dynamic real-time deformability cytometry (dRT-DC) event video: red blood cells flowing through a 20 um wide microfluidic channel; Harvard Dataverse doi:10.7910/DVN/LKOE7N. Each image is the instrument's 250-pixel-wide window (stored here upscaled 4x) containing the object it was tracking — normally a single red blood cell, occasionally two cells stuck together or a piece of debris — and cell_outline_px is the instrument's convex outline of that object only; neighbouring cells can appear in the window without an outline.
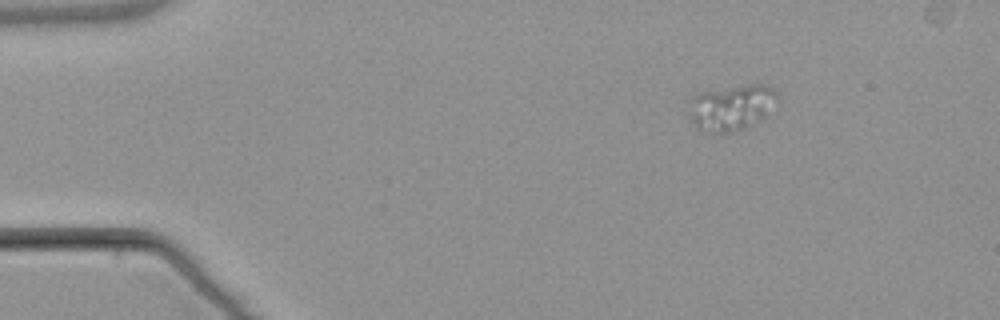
{"species": "common noctule bat (a hibernating species)", "species_latin": "Nyctalus noctula", "temperature_condition": "warm", "stored_images_in_passage": 5, "camera_frame_rate_fps": 3000, "um_per_image_px": 0.085, "animal": {"sex": "male", "body_mass_g": 21.5, "forearm_length_mm": 52.0}, "frame": {"image": 1, "passage_image": 1, "time_ms": 0.0, "image_size_px": [1000, 320], "cell_outline_px": [[780, 100], [764, 120], [744, 128], [732, 132], [712, 132], [700, 128], [688, 116], [688, 100], [692, 96], [700, 92], [752, 84], [764, 84], [772, 88], [780, 96]], "centroid_in_image_um": [62.23, 9.12], "position_along_channel_um": 22.8, "area_um2": 23.93}}
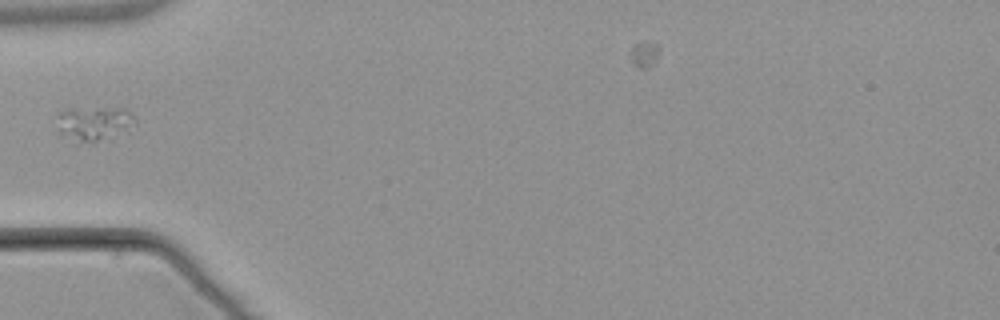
{"frame": {"image": 2, "passage_image": 4, "time_ms": 3.667, "image_size_px": [1000, 320], "cell_outline_px": [[136, 124], [92, 144], [60, 136], [56, 112], [64, 108], [128, 108], [136, 120]], "centroid_in_image_um": [7.92, 10.45], "position_along_channel_um": 77.1, "area_um2": 15.66}}